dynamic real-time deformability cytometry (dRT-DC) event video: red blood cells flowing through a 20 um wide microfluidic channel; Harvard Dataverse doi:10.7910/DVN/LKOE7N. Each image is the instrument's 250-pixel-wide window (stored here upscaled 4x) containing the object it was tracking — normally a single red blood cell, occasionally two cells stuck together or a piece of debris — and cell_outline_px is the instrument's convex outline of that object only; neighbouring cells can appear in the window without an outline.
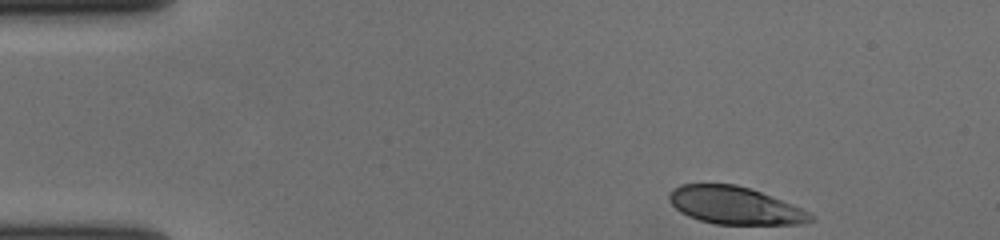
{"species": "human", "species_latin": "Homo sapiens", "temperature_condition": "cold", "stored_images_in_passage": 42, "camera_frame_rate_fps": 3000, "um_per_image_px": 0.085, "donor": {"sex": "female"}, "frame": {"image": 1, "passage_image": 1, "time_ms": 0.0, "image_size_px": [1000, 240], "cell_outline_px": [[816, 220], [804, 224], [716, 224], [700, 220], [688, 216], [680, 212], [668, 200], [668, 192], [672, 188], [680, 184], [736, 184], [752, 188], [792, 204], [816, 216]], "centroid_in_image_um": [62.47, 17.46], "position_along_channel_um": 22.5, "area_um2": 31.21}}
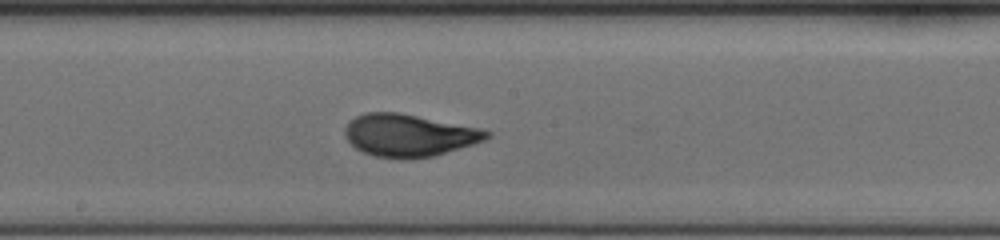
{"frame": {"image": 2, "passage_image": 24, "time_ms": 7.667, "image_size_px": [1000, 240], "cell_outline_px": [[492, 136], [484, 140], [472, 144], [432, 156], [376, 156], [364, 152], [356, 148], [344, 136], [344, 128], [348, 120], [364, 112], [396, 112], [480, 128], [492, 132]], "centroid_in_image_um": [34.73, 11.45], "position_along_channel_um": 213.5, "area_um2": 34.1}}
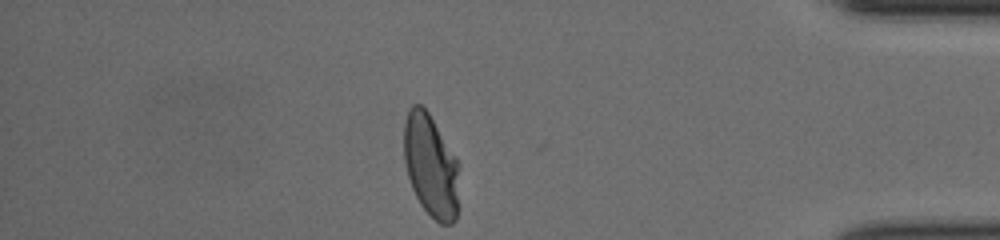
{"frame": {"image": 3, "passage_image": 42, "time_ms": 13.667, "image_size_px": [1000, 240], "cell_outline_px": [[460, 164], [456, 220], [452, 224], [440, 224], [420, 204], [412, 188], [408, 176], [404, 160], [404, 124], [408, 108], [412, 104], [420, 104], [428, 112], [456, 156]], "centroid_in_image_um": [36.63, 14.08], "position_along_channel_um": 398.6, "area_um2": 33.35}, "authors_computed_cell_mechanics": {"area_um2": 33.8997, "velocity_mm_per_s": 3.6826, "shape_relaxation_time_tau1_ms": 3.9603, "shape_relaxation_time_tau2_ms": null, "deformation_change_tau1": 0.1972, "deformation_change_tau2": null}}